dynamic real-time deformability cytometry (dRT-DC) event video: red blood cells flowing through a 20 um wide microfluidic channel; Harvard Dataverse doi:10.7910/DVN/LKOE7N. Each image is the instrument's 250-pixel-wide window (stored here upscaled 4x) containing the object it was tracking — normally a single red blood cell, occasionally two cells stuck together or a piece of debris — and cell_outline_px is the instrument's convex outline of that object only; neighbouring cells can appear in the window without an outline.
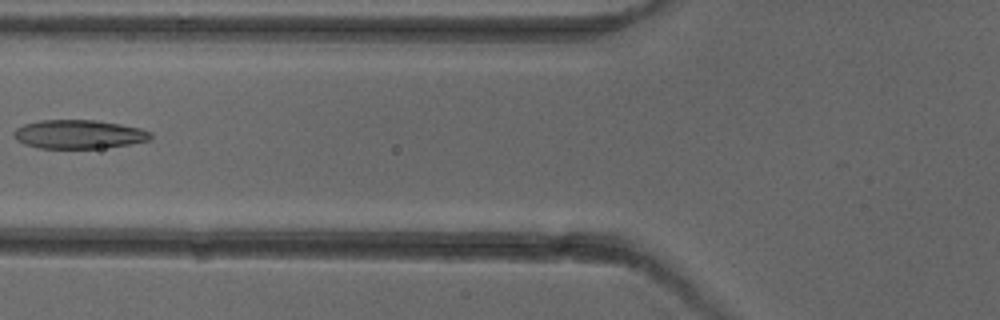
{"species": "common noctule bat (a hibernating species)", "species_latin": "Nyctalus noctula", "temperature_condition": "cold", "stored_images_in_passage": 5, "camera_frame_rate_fps": 3000, "um_per_image_px": 0.085, "animal": {"sex": "female"}, "frame": {"image": 1, "passage_image": 5, "time_ms": 6.0, "image_size_px": [1000, 320], "cell_outline_px": [[152, 140], [128, 144], [100, 148], [36, 148], [24, 144], [16, 140], [12, 136], [12, 132], [16, 128], [24, 124], [40, 120], [96, 120], [120, 124], [140, 128], [152, 132]], "centroid_in_image_um": [6.67, 11.41], "position_along_channel_um": 119.1, "area_um2": 23.12}}